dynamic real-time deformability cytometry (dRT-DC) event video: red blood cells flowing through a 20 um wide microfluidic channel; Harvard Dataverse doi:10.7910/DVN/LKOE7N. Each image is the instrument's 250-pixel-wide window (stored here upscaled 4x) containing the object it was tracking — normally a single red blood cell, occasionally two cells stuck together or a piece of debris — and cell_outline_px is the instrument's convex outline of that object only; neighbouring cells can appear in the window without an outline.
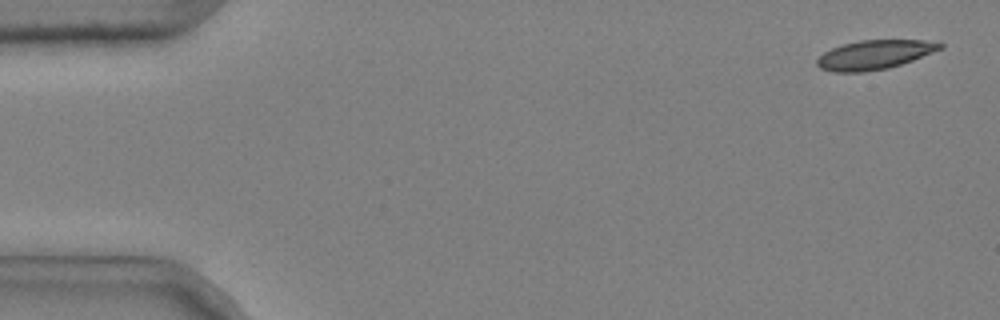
{"species": "common noctule bat (a hibernating species)", "species_latin": "Nyctalus noctula", "temperature_condition": "cold", "stored_images_in_passage": 5, "camera_frame_rate_fps": 3000, "um_per_image_px": 0.085, "animal": {"sex": "male", "body_mass_g": 20.4}, "frame": {"image": 1, "passage_image": 1, "time_ms": 0.0, "image_size_px": [1000, 320], "cell_outline_px": [[944, 48], [912, 60], [888, 68], [864, 72], [832, 72], [820, 68], [816, 64], [816, 60], [824, 52], [832, 48], [844, 44], [860, 40], [924, 40], [944, 44]], "centroid_in_image_um": [74.32, 4.65], "position_along_channel_um": 10.7, "area_um2": 20.81}}
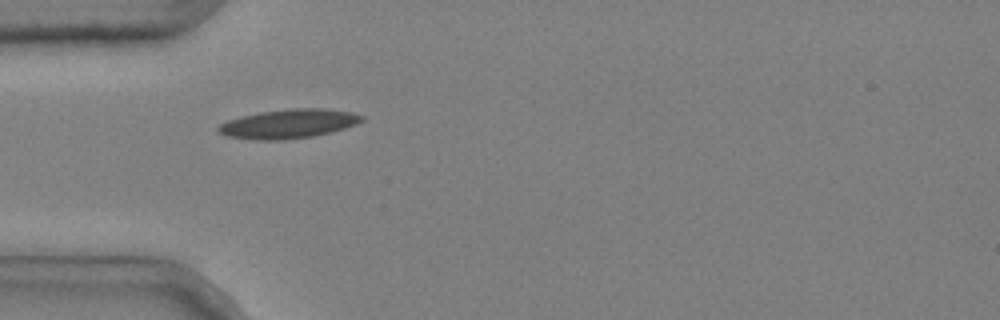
{"frame": {"image": 2, "passage_image": 4, "time_ms": 1.0, "image_size_px": [1000, 320], "cell_outline_px": [[364, 120], [356, 124], [332, 132], [312, 136], [284, 140], [256, 140], [224, 136], [216, 128], [220, 124], [228, 120], [260, 112], [292, 108], [324, 108], [352, 112], [364, 116]], "centroid_in_image_um": [24.54, 10.52], "position_along_channel_um": 60.5, "area_um2": 24.33}}